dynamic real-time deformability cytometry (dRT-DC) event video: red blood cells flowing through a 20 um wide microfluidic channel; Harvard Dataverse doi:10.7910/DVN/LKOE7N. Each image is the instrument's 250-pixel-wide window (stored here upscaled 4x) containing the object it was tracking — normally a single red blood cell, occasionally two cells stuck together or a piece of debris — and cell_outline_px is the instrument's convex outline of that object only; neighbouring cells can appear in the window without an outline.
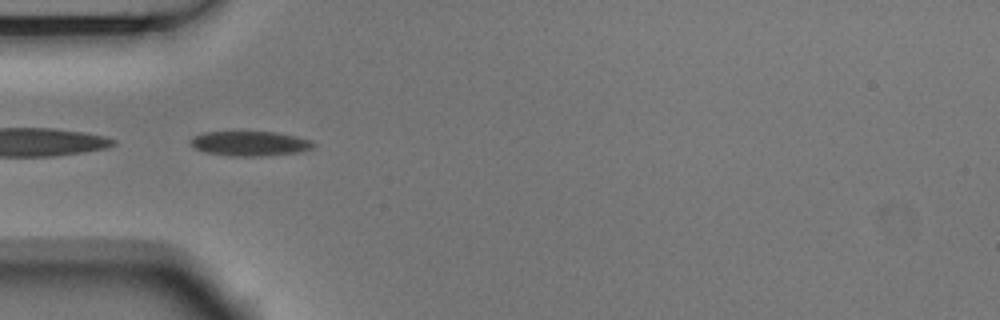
{"species": "Egyptian fruit bat (a non-hibernating species)", "species_latin": "Rousettus aegyptiacus", "temperature_condition": "room temperature", "stored_images_in_passage": 5, "camera_frame_rate_fps": 3000, "um_per_image_px": 0.085, "animal": {"sex": "male"}, "frame": {"image": 1, "passage_image": 1, "time_ms": 0.0, "image_size_px": [1000, 320], "cell_outline_px": [[316, 144], [312, 148], [300, 152], [260, 156], [232, 156], [204, 152], [188, 144], [188, 140], [192, 136], [204, 132], [276, 132], [296, 136], [312, 140]], "centroid_in_image_um": [21.22, 12.19], "position_along_channel_um": 63.8, "area_um2": 17.86}}
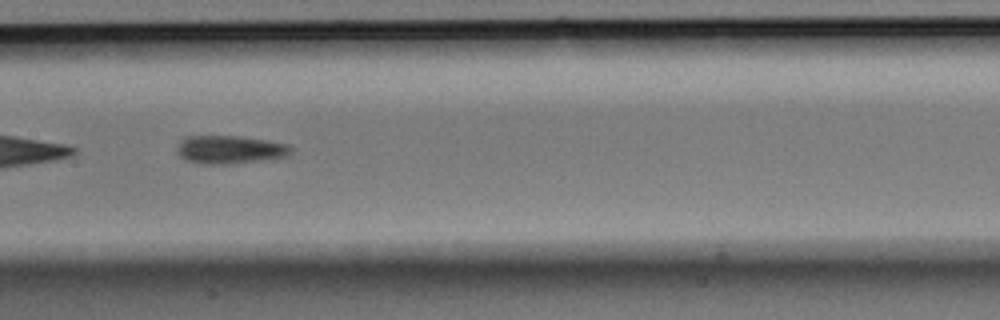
{"frame": {"image": 2, "passage_image": 4, "time_ms": 1.0, "image_size_px": [1000, 320], "cell_outline_px": [[292, 152], [288, 156], [260, 160], [224, 164], [204, 164], [184, 160], [180, 156], [176, 148], [188, 136], [240, 136], [288, 144], [292, 148]], "centroid_in_image_um": [19.55, 12.72], "position_along_channel_um": 187.8, "area_um2": 18.44}}
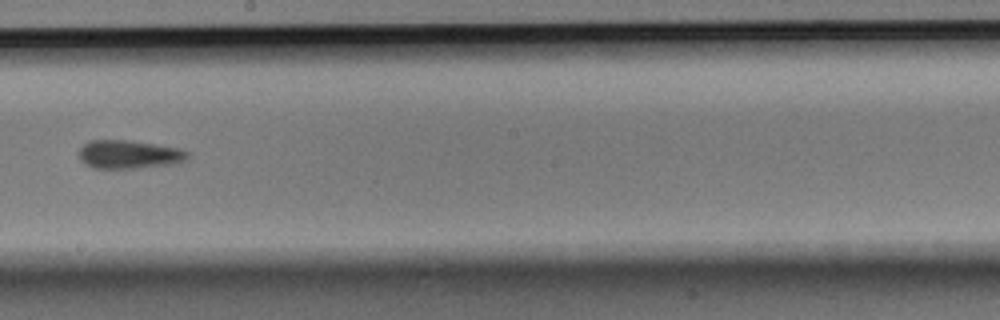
{"frame": {"image": 3, "passage_image": 5, "time_ms": 1.333, "image_size_px": [1000, 320], "cell_outline_px": [[188, 156], [184, 160], [176, 164], [140, 168], [92, 168], [80, 160], [80, 148], [88, 140], [128, 140], [180, 148], [188, 152]], "centroid_in_image_um": [10.97, 13.13], "position_along_channel_um": 237.2, "area_um2": 18.03}}